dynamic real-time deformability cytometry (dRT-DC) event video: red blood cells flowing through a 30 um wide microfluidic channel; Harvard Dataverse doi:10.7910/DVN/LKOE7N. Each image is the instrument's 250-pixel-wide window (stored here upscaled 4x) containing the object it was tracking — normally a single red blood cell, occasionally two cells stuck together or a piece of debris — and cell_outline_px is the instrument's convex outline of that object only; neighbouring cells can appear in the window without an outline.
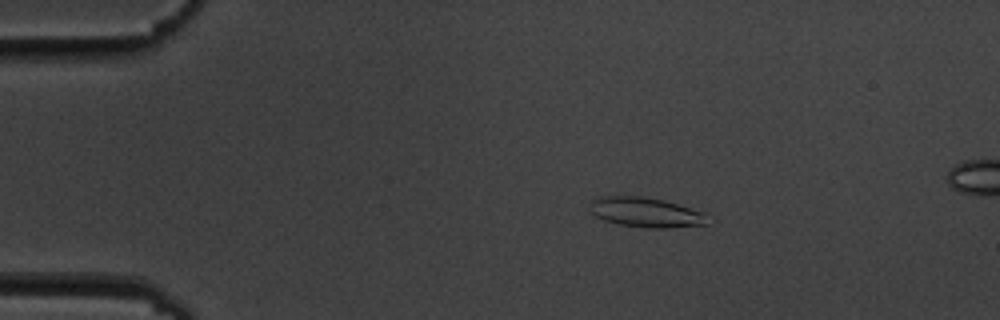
{"species": "common noctule bat (a hibernating species)", "species_latin": "Nyctalus noctula", "temperature_condition": "cold", "stored_images_in_passage": 5, "camera_frame_rate_fps": 3000, "um_per_image_px": 0.085, "animal": {"sex": "male", "body_mass_g": 19.5, "forearm_length_mm": 54.6}, "frame": {"image": 1, "passage_image": 2, "time_ms": 1.333, "image_size_px": [1000, 320], "cell_outline_px": [[712, 224], [668, 228], [648, 228], [620, 224], [604, 220], [596, 216], [592, 212], [592, 200], [596, 196], [644, 196], [664, 200], [704, 212]], "centroid_in_image_um": [54.96, 18.05], "position_along_channel_um": 30.0, "area_um2": 20.52}}